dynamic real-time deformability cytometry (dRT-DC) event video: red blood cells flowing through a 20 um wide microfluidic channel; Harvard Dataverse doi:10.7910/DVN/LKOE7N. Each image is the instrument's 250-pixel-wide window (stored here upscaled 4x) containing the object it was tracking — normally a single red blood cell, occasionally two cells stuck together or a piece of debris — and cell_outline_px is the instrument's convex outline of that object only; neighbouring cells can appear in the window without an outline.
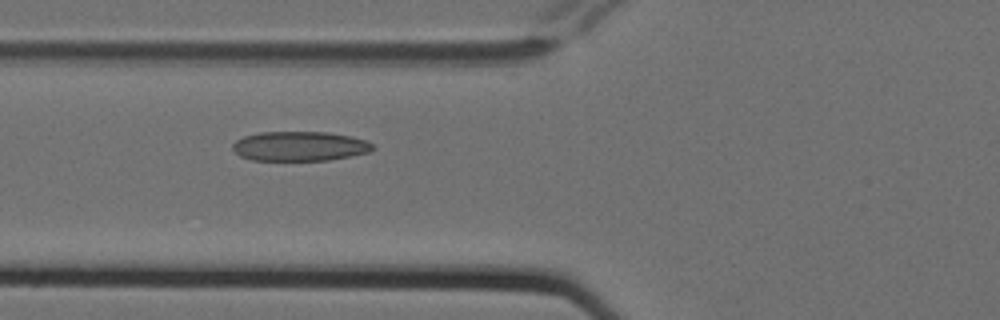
{"species": "Egyptian fruit bat (a non-hibernating species)", "species_latin": "Rousettus aegyptiacus", "temperature_condition": "cold", "stored_images_in_passage": 7, "camera_frame_rate_fps": 3000, "um_per_image_px": 0.085, "animal": {"sex": "female"}, "frame": {"image": 1, "passage_image": 6, "time_ms": 1.667, "image_size_px": [1000, 320], "cell_outline_px": [[376, 148], [368, 152], [352, 156], [328, 160], [252, 160], [240, 156], [232, 148], [232, 144], [236, 140], [244, 136], [260, 132], [324, 132], [352, 136], [364, 140], [372, 144]], "centroid_in_image_um": [25.47, 12.43], "position_along_channel_um": 100.3, "area_um2": 24.1}}
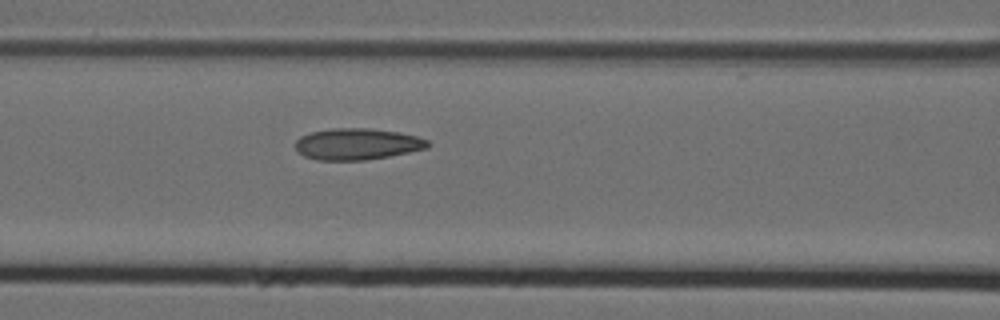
{"frame": {"image": 2, "passage_image": 7, "time_ms": 2.0, "image_size_px": [1000, 320], "cell_outline_px": [[432, 144], [428, 148], [388, 156], [364, 160], [316, 160], [304, 156], [296, 152], [296, 140], [300, 136], [312, 132], [332, 128], [372, 128], [396, 132], [416, 136], [428, 140]], "centroid_in_image_um": [30.34, 12.24], "position_along_channel_um": 136.3, "area_um2": 24.28}}